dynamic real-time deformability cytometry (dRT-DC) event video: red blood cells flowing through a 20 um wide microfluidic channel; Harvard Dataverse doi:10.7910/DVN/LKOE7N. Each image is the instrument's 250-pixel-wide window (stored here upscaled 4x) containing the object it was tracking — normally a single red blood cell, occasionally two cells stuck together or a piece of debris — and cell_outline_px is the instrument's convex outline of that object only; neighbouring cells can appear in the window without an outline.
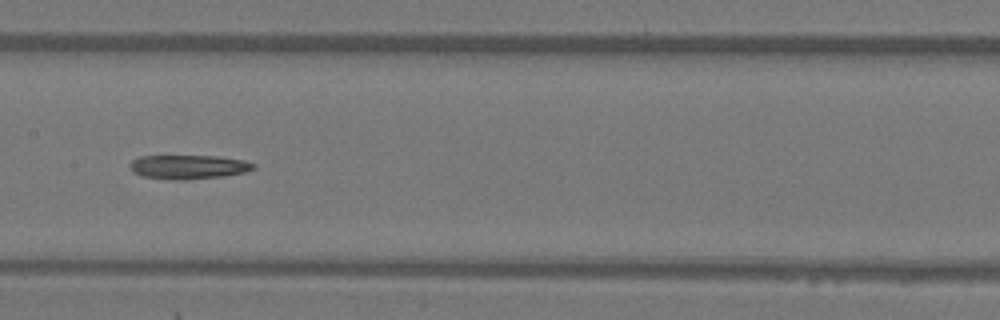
{"species": "Egyptian fruit bat (a non-hibernating species)", "species_latin": "Rousettus aegyptiacus", "temperature_condition": "warm", "stored_images_in_passage": 34, "camera_frame_rate_fps": 3000, "um_per_image_px": 0.085, "animal": {"sex": "female"}, "frame": {"image": 1, "passage_image": 10, "time_ms": 3.0, "image_size_px": [1000, 320], "cell_outline_px": [[256, 168], [248, 172], [224, 176], [184, 180], [176, 180], [144, 176], [132, 172], [128, 164], [132, 160], [140, 156], [216, 156], [244, 160], [256, 164]], "centroid_in_image_um": [16.05, 14.19], "position_along_channel_um": 191.4, "area_um2": 17.46}, "authors_computed_cell_mechanics": {"area_um2": 17.4556, "velocity_mm_per_s": 4.0985, "shape_relaxation_time_tau1_ms": null, "shape_relaxation_time_tau2_ms": 10.2468, "deformation_change_tau1": null, "deformation_change_tau2": 0.2339}}